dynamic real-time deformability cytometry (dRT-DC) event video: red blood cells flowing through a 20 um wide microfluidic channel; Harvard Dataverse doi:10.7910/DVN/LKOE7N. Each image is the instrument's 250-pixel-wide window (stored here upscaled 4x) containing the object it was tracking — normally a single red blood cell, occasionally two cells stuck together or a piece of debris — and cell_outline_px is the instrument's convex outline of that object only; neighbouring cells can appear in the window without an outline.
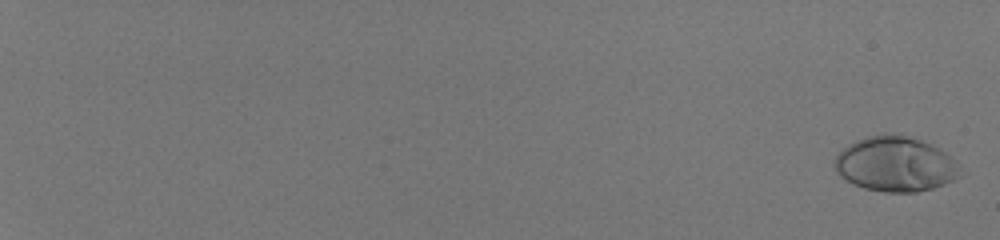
{"species": "human", "species_latin": "Homo sapiens", "temperature_condition": "room temperature", "stored_images_in_passage": 57, "camera_frame_rate_fps": 3000, "um_per_image_px": 0.085, "donor": {"sex": "male"}, "frame": {"image": 1, "passage_image": 2, "time_ms": 0.333, "image_size_px": [1000, 240], "cell_outline_px": [[968, 172], [944, 184], [932, 188], [916, 192], [884, 192], [864, 188], [852, 184], [840, 176], [836, 172], [832, 164], [836, 156], [848, 144], [856, 140], [868, 136], [884, 132], [908, 136], [920, 140], [940, 148], [956, 160]], "centroid_in_image_um": [76.15, 13.95], "position_along_channel_um": 8.9, "area_um2": 40.92}}
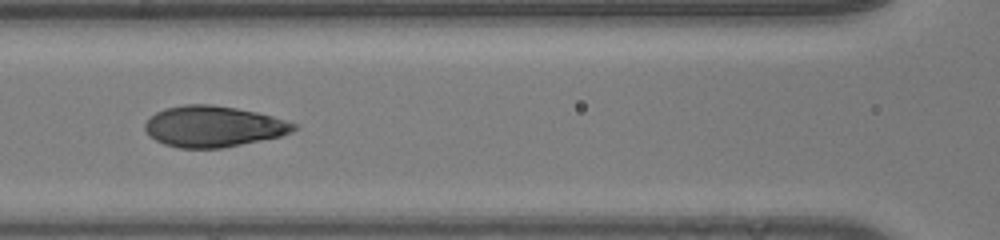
{"frame": {"image": 2, "passage_image": 33, "time_ms": 10.667, "image_size_px": [1000, 240], "cell_outline_px": [[300, 128], [292, 132], [280, 136], [224, 148], [180, 148], [164, 144], [148, 136], [144, 128], [144, 124], [156, 112], [164, 108], [184, 104], [212, 104], [236, 108], [256, 112], [272, 116], [300, 124]], "centroid_in_image_um": [18.16, 10.75], "position_along_channel_um": 148.4, "area_um2": 35.84}}
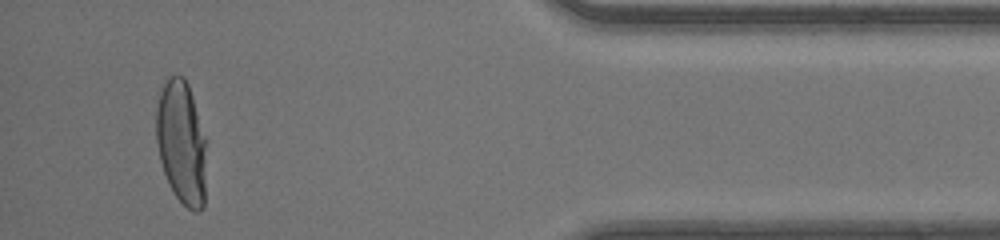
{"frame": {"image": 3, "passage_image": 55, "time_ms": 18.0, "image_size_px": [1000, 240], "cell_outline_px": [[208, 140], [204, 204], [196, 212], [188, 208], [172, 192], [164, 172], [160, 160], [156, 140], [156, 108], [160, 92], [168, 76], [184, 76], [188, 84]], "centroid_in_image_um": [15.46, 12.11], "position_along_channel_um": 419.7, "area_um2": 36.88}, "authors_computed_cell_mechanics": {"area_um2": 36.125, "velocity_mm_per_s": 4.1706, "shape_relaxation_time_tau1_ms": 4.6433, "shape_relaxation_time_tau2_ms": null, "deformation_change_tau1": 0.2447, "deformation_change_tau2": null}}